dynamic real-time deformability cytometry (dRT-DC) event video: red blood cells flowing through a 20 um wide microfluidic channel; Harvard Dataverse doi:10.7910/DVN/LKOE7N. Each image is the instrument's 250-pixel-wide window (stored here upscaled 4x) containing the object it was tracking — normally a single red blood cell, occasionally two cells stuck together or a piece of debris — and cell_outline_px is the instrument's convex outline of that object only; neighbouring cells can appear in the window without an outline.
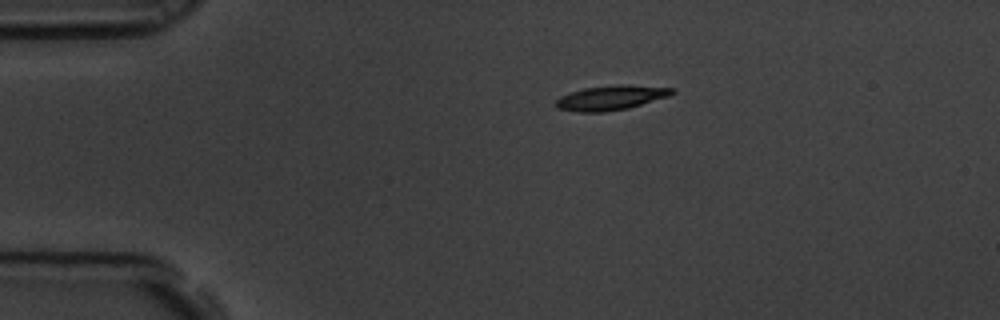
{"species": "common noctule bat (a hibernating species)", "species_latin": "Nyctalus noctula", "temperature_condition": "room temperature", "stored_images_in_passage": 5, "camera_frame_rate_fps": 3000, "um_per_image_px": 0.085, "animal": {"sex": "male", "body_mass_g": 19.5, "forearm_length_mm": 54.6}, "frame": {"image": 1, "passage_image": 1, "time_ms": 0.0, "image_size_px": [1000, 320], "cell_outline_px": [[676, 92], [668, 96], [628, 108], [604, 112], [580, 112], [556, 108], [556, 100], [560, 96], [584, 88], [620, 84], [628, 84], [676, 88]], "centroid_in_image_um": [51.96, 8.3], "position_along_channel_um": 33.0, "area_um2": 16.65}}
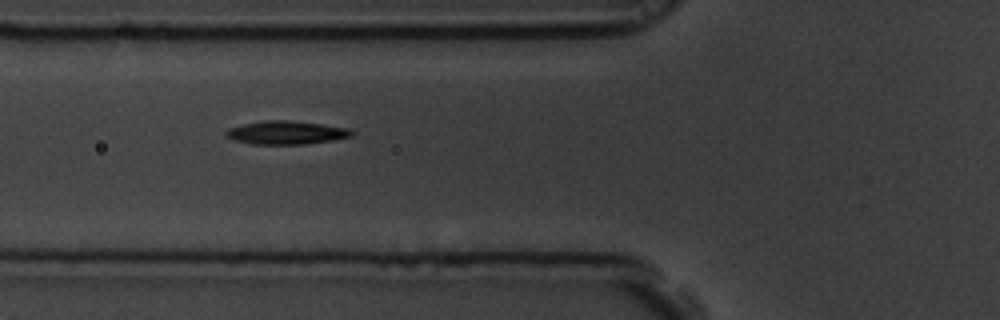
{"frame": {"image": 2, "passage_image": 4, "time_ms": 1.0, "image_size_px": [1000, 320], "cell_outline_px": [[356, 132], [352, 136], [336, 140], [304, 144], [252, 144], [232, 140], [224, 136], [224, 132], [228, 128], [244, 124], [264, 120], [288, 120], [320, 124], [348, 128]], "centroid_in_image_um": [24.31, 11.28], "position_along_channel_um": 101.5, "area_um2": 17.28}}
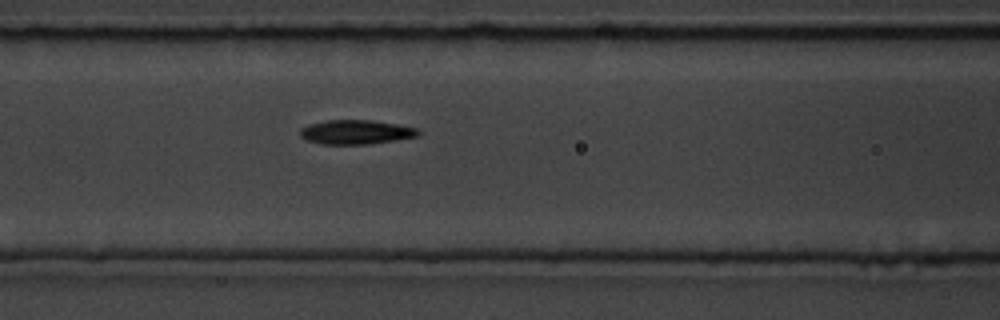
{"frame": {"image": 3, "passage_image": 5, "time_ms": 1.333, "image_size_px": [1000, 320], "cell_outline_px": [[420, 136], [368, 144], [324, 144], [304, 140], [300, 136], [300, 128], [308, 124], [324, 120], [372, 120], [396, 124], [416, 128], [420, 132]], "centroid_in_image_um": [30.21, 11.22], "position_along_channel_um": 136.4, "area_um2": 16.76}}